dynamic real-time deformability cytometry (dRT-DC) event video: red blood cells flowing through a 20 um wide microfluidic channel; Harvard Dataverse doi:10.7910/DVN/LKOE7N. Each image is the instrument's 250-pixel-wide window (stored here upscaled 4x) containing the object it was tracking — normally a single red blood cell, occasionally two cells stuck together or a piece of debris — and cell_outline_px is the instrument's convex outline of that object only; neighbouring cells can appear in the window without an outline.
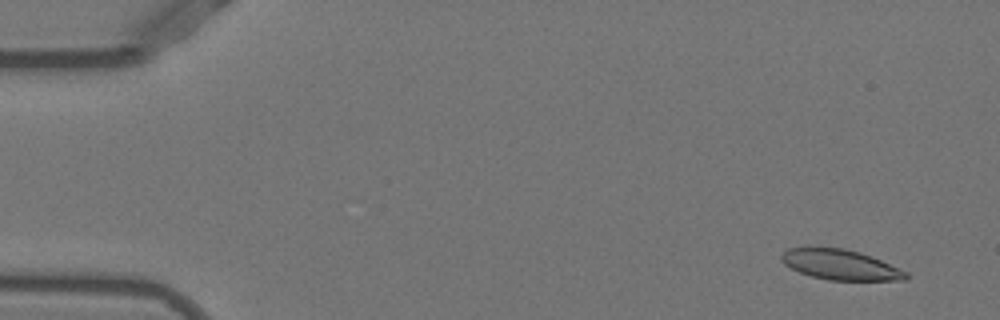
{"species": "Egyptian fruit bat (a non-hibernating species)", "species_latin": "Rousettus aegyptiacus", "temperature_condition": "warm", "stored_images_in_passage": 52, "camera_frame_rate_fps": 3000, "um_per_image_px": 0.085, "animal": {"sex": "female"}, "frame": {"image": 1, "passage_image": 4, "time_ms": 1.0, "image_size_px": [1000, 320], "cell_outline_px": [[908, 280], [828, 280], [812, 276], [800, 272], [784, 264], [780, 256], [788, 248], [844, 248], [860, 252], [872, 256], [908, 272]], "centroid_in_image_um": [71.47, 22.51], "position_along_channel_um": 13.5, "area_um2": 21.73}}
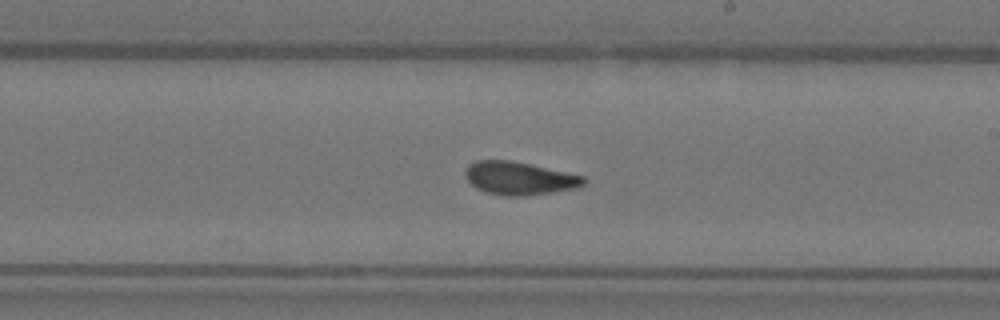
{"frame": {"image": 2, "passage_image": 31, "time_ms": 10.0, "image_size_px": [1000, 320], "cell_outline_px": [[588, 180], [580, 188], [524, 196], [508, 196], [488, 192], [476, 188], [464, 176], [464, 172], [468, 164], [476, 160], [508, 160], [528, 164], [584, 176]], "centroid_in_image_um": [44.15, 15.15], "position_along_channel_um": 244.9, "area_um2": 22.72}}
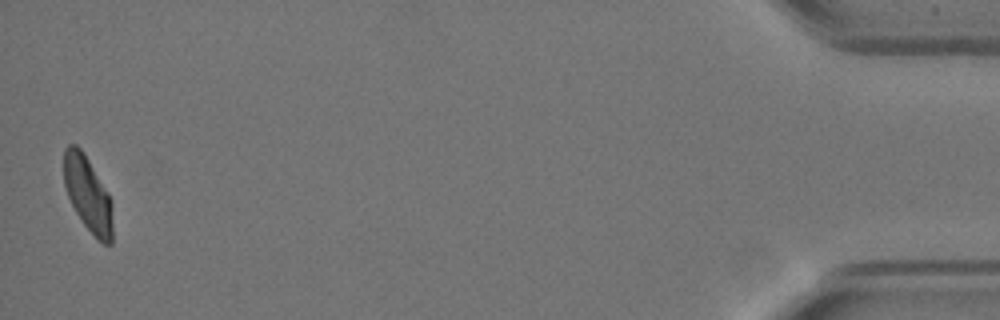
{"frame": {"image": 3, "passage_image": 52, "time_ms": 17.0, "image_size_px": [1000, 320], "cell_outline_px": [[112, 244], [104, 244], [84, 224], [76, 212], [68, 196], [64, 184], [64, 148], [68, 144], [76, 144], [84, 152], [108, 192], [112, 200]], "centroid_in_image_um": [7.47, 16.45], "position_along_channel_um": 427.7, "area_um2": 21.21}, "authors_computed_cell_mechanics": {"area_um2": 22.6865, "velocity_mm_per_s": 3.906, "shape_relaxation_time_tau1_ms": 8.9745, "shape_relaxation_time_tau2_ms": 1.5685, "deformation_change_tau1": 0.2282, "deformation_change_tau2": 0.0653}}